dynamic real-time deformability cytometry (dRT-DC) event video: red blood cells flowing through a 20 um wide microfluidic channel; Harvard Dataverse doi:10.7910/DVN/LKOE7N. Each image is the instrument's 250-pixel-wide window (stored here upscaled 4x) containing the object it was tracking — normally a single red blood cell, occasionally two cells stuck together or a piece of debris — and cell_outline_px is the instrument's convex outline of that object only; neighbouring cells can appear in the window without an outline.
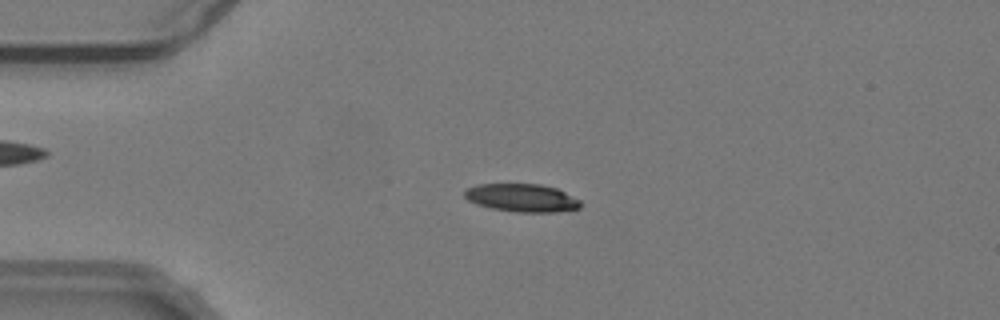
{"species": "common noctule bat (a hibernating species)", "species_latin": "Nyctalus noctula", "temperature_condition": "warm", "stored_images_in_passage": 54, "camera_frame_rate_fps": 3000, "um_per_image_px": 0.085, "animal": {"sex": "male", "body_mass_g": 19.2, "forearm_length_mm": 51.8}, "frame": {"image": 1, "passage_image": 13, "time_ms": 4.0, "image_size_px": [1000, 320], "cell_outline_px": [[580, 208], [556, 212], [516, 212], [492, 208], [476, 204], [468, 200], [464, 196], [464, 192], [468, 188], [476, 184], [540, 184], [556, 188], [580, 200]], "centroid_in_image_um": [44.34, 16.81], "position_along_channel_um": 40.7, "area_um2": 18.84}}
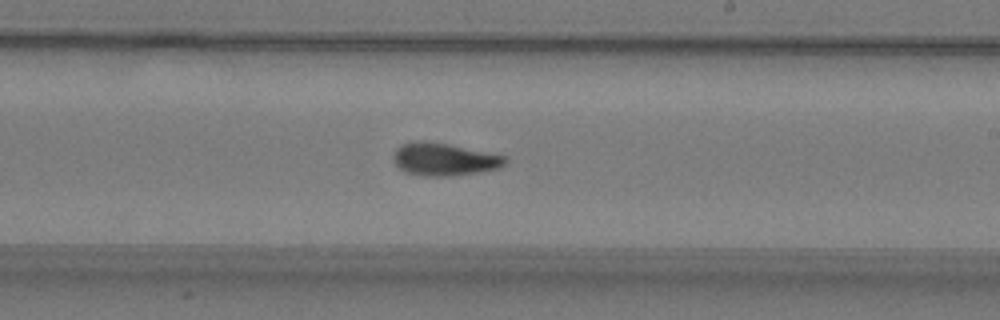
{"frame": {"image": 2, "passage_image": 32, "time_ms": 10.333, "image_size_px": [1000, 320], "cell_outline_px": [[508, 160], [500, 168], [480, 172], [452, 176], [424, 176], [404, 172], [396, 164], [392, 156], [396, 148], [400, 144], [412, 140], [424, 140], [448, 144], [504, 156]], "centroid_in_image_um": [37.7, 13.54], "position_along_channel_um": 251.3, "area_um2": 21.39}}
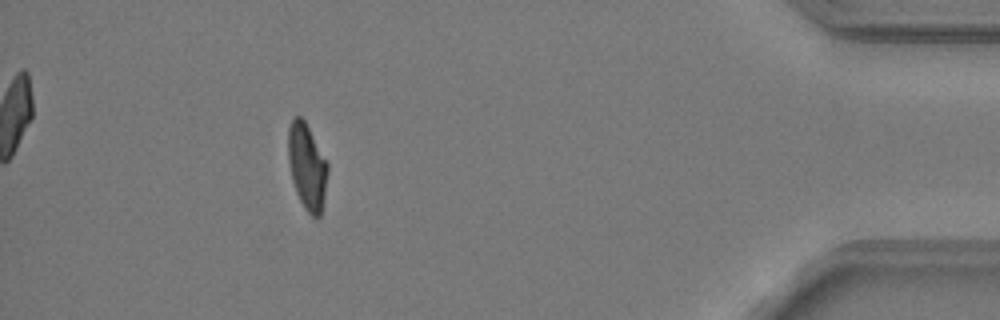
{"frame": {"image": 3, "passage_image": 49, "time_ms": 16.0, "image_size_px": [1000, 320], "cell_outline_px": [[328, 172], [324, 200], [320, 216], [312, 216], [304, 208], [296, 192], [292, 180], [288, 160], [288, 128], [292, 120], [296, 116], [300, 116], [304, 120], [328, 164]], "centroid_in_image_um": [26.09, 14.17], "position_along_channel_um": 409.1, "area_um2": 19.59}, "authors_computed_cell_mechanics": {"area_um2": 20.0566, "velocity_mm_per_s": 3.7952, "shape_relaxation_time_tau1_ms": 5.6087, "shape_relaxation_time_tau2_ms": 2.5656, "deformation_change_tau1": 0.2044, "deformation_change_tau2": 0.0912}}